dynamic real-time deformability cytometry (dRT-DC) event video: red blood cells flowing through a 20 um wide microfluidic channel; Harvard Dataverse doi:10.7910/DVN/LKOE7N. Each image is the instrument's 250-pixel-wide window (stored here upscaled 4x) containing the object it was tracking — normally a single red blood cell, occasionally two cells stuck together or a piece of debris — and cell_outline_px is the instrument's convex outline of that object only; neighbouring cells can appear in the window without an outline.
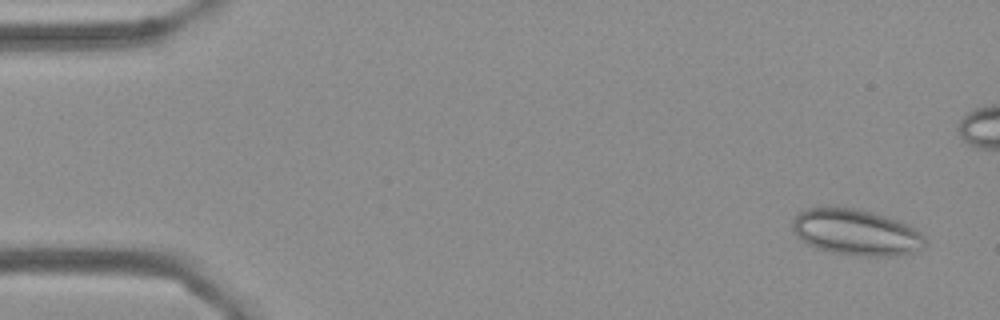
{"species": "Egyptian fruit bat (a non-hibernating species)", "species_latin": "Rousettus aegyptiacus", "temperature_condition": "cold", "stored_images_in_passage": 5, "camera_frame_rate_fps": 3000, "um_per_image_px": 0.085, "frame": {"image": 1, "passage_image": 1, "time_ms": 0.0, "image_size_px": [1000, 320], "cell_outline_px": [[928, 240], [924, 248], [892, 256], [864, 256], [836, 252], [816, 248], [800, 240], [796, 236], [792, 228], [792, 220], [804, 208], [856, 208], [872, 212], [896, 220], [920, 232]], "centroid_in_image_um": [72.75, 19.75], "position_along_channel_um": 12.3, "area_um2": 35.14}}